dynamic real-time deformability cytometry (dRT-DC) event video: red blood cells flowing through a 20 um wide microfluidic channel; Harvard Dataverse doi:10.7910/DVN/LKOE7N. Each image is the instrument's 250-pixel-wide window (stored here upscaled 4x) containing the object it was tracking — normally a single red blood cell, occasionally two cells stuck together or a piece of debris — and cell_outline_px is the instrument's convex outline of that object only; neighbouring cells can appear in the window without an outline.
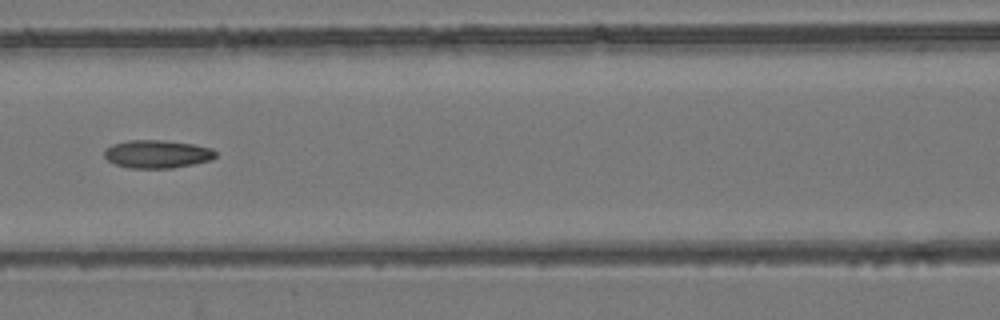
{"species": "common noctule bat (a hibernating species)", "species_latin": "Nyctalus noctula", "temperature_condition": "room temperature", "stored_images_in_passage": 6, "camera_frame_rate_fps": 3000, "um_per_image_px": 0.085, "animal": {"sex": "female", "body_mass_g": 24.6, "forearm_length_mm": 56.2}, "frame": {"image": 1, "passage_image": 5, "time_ms": 1.333, "image_size_px": [1000, 320], "cell_outline_px": [[216, 156], [212, 160], [172, 168], [128, 168], [116, 164], [108, 160], [104, 156], [104, 152], [112, 144], [128, 140], [160, 140], [192, 144], [212, 148], [216, 152]], "centroid_in_image_um": [13.37, 13.09], "position_along_channel_um": 153.2, "area_um2": 18.09}}
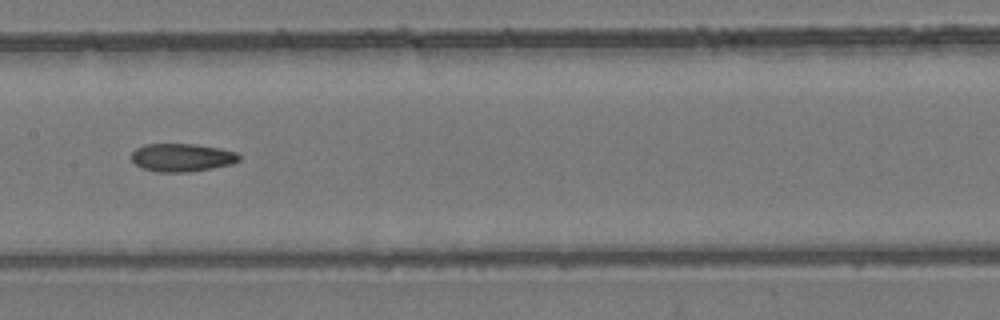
{"frame": {"image": 2, "passage_image": 6, "time_ms": 1.667, "image_size_px": [1000, 320], "cell_outline_px": [[240, 160], [232, 164], [212, 168], [188, 172], [156, 172], [144, 168], [136, 164], [132, 160], [132, 152], [136, 148], [144, 144], [196, 144], [220, 148], [236, 152], [240, 156]], "centroid_in_image_um": [15.48, 13.38], "position_along_channel_um": 191.9, "area_um2": 17.63}}